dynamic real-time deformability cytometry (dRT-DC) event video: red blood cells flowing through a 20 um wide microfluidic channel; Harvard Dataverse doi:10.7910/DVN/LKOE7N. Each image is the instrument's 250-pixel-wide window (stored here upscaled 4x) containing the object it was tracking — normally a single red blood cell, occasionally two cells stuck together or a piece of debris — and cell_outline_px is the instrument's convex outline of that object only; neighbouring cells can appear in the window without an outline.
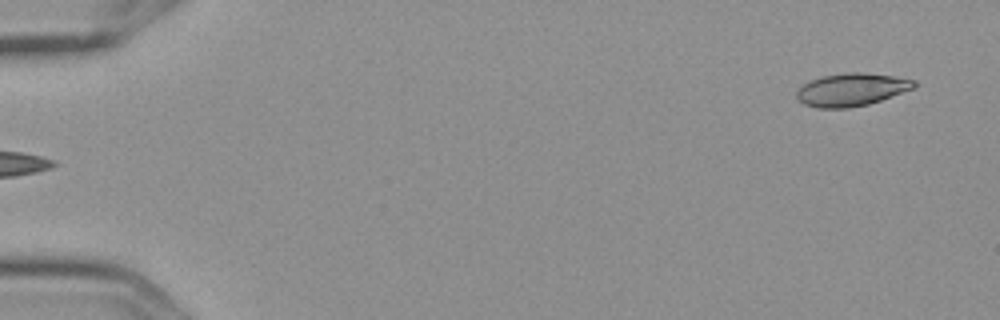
{"species": "Egyptian fruit bat (a non-hibernating species)", "species_latin": "Rousettus aegyptiacus", "temperature_condition": "cold", "stored_images_in_passage": 6, "segment_of_instrument_passage": [2, 2], "camera_frame_rate_fps": 3000, "um_per_image_px": 0.085, "frame": {"image": 1, "passage_image": 6, "time_ms": 1.667, "image_size_px": [1000, 320], "cell_outline_px": [[916, 88], [868, 104], [848, 108], [816, 108], [804, 104], [796, 96], [796, 92], [804, 84], [812, 80], [824, 76], [848, 72], [860, 72], [892, 76], [916, 80]], "centroid_in_image_um": [72.4, 7.62], "position_along_channel_um": 12.6, "area_um2": 22.25}}